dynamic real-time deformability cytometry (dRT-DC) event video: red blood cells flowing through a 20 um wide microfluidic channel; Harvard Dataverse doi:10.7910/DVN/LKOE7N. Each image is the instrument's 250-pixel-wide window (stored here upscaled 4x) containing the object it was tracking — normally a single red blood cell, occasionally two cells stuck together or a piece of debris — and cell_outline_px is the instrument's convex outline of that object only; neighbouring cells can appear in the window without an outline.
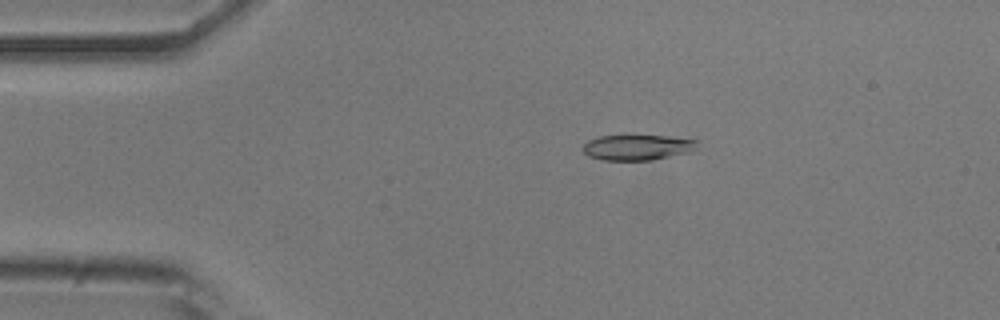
{"species": "common noctule bat (a hibernating species)", "species_latin": "Nyctalus noctula", "temperature_condition": "room temperature", "stored_images_in_passage": 47, "camera_frame_rate_fps": 3000, "um_per_image_px": 0.085, "animal": {"sex": "male", "body_mass_g": 20.5, "forearm_length_mm": 52.5}, "frame": {"image": 1, "passage_image": 10, "time_ms": 3.0, "image_size_px": [1000, 320], "cell_outline_px": [[700, 140], [688, 152], [652, 160], [604, 160], [588, 156], [584, 152], [584, 144], [588, 140], [600, 136], [668, 136]], "centroid_in_image_um": [54.15, 12.52], "position_along_channel_um": 30.8, "area_um2": 16.65}}
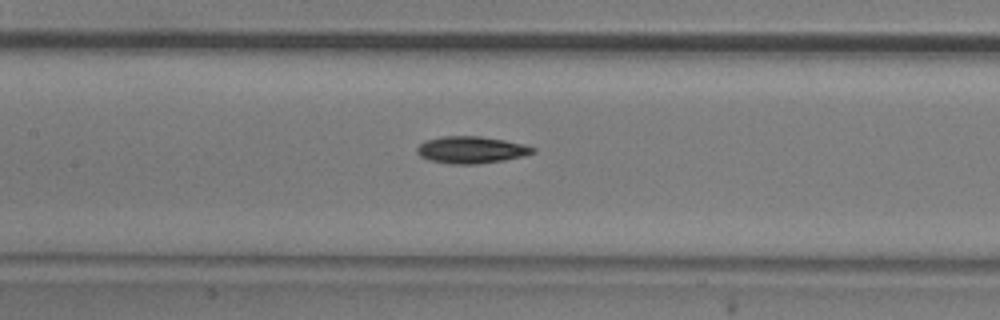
{"frame": {"image": 2, "passage_image": 24, "time_ms": 7.667, "image_size_px": [1000, 320], "cell_outline_px": [[536, 152], [524, 156], [504, 160], [476, 164], [448, 164], [428, 160], [420, 156], [416, 152], [416, 148], [424, 140], [440, 136], [480, 136], [504, 140], [524, 144], [536, 148]], "centroid_in_image_um": [40.03, 12.73], "position_along_channel_um": 167.4, "area_um2": 18.44}}
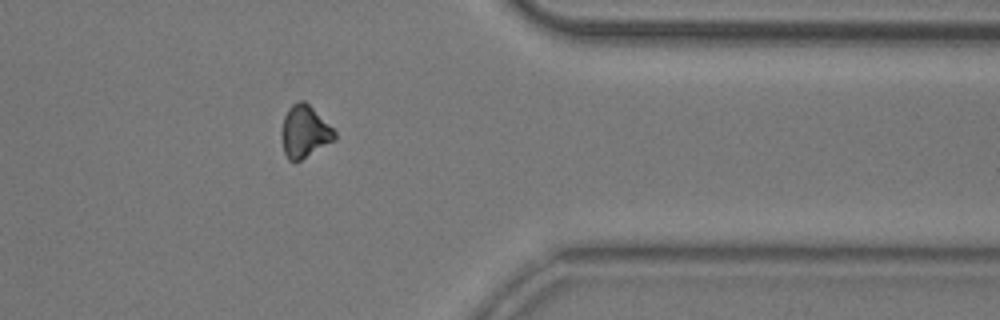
{"frame": {"image": 3, "passage_image": 42, "time_ms": 13.667, "image_size_px": [1000, 320], "cell_outline_px": [[336, 140], [300, 160], [288, 160], [284, 152], [280, 132], [284, 116], [288, 108], [292, 104], [300, 100], [304, 100], [336, 132]], "centroid_in_image_um": [25.87, 11.19], "position_along_channel_um": 385.5, "area_um2": 16.01}, "authors_computed_cell_mechanics": {"area_um2": 17.5712, "velocity_mm_per_s": 3.8855, "shape_relaxation_time_tau1_ms": 3.5321, "shape_relaxation_time_tau2_ms": null, "deformation_change_tau1": 0.1177, "deformation_change_tau2": null}}